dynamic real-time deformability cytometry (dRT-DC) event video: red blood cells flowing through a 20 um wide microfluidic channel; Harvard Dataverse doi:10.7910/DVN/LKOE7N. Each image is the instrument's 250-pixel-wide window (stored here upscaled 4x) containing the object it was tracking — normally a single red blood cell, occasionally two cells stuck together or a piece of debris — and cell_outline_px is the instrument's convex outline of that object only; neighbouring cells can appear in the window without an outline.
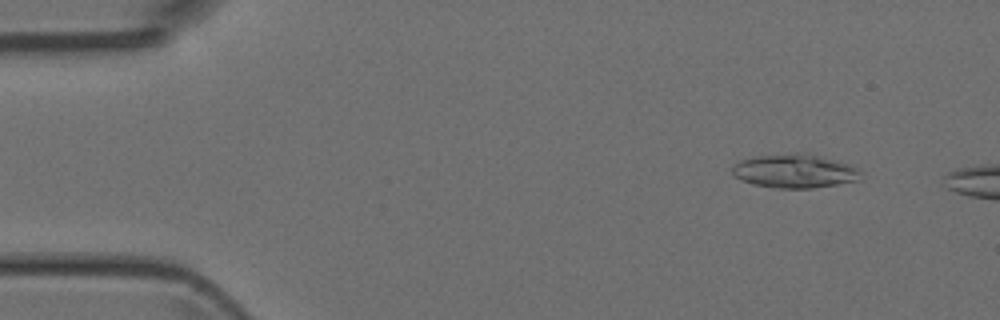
{"species": "Egyptian fruit bat (a non-hibernating species)", "species_latin": "Rousettus aegyptiacus", "temperature_condition": "room temperature", "stored_images_in_passage": 7, "camera_frame_rate_fps": 3000, "um_per_image_px": 0.085, "animal": {"sex": "female"}, "frame": {"image": 1, "passage_image": 1, "time_ms": 0.0, "image_size_px": [1000, 320], "cell_outline_px": [[864, 172], [860, 180], [812, 188], [776, 188], [752, 184], [740, 180], [732, 176], [732, 164], [740, 160], [752, 156], [796, 152], [808, 152], [836, 160], [848, 164]], "centroid_in_image_um": [67.51, 14.52], "position_along_channel_um": 17.5, "area_um2": 25.89}}
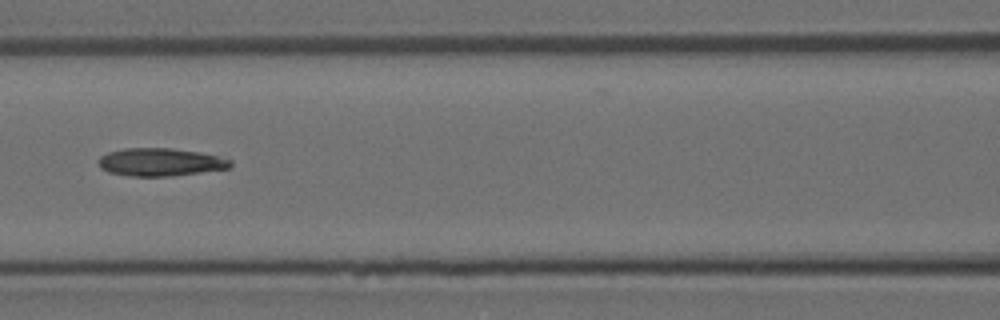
{"frame": {"image": 2, "passage_image": 6, "time_ms": 5.667, "image_size_px": [1000, 320], "cell_outline_px": [[232, 164], [228, 168], [172, 176], [132, 176], [108, 172], [100, 168], [96, 160], [100, 156], [108, 152], [124, 148], [172, 148], [200, 152], [232, 160]], "centroid_in_image_um": [13.58, 13.77], "position_along_channel_um": 153.0, "area_um2": 21.44}}
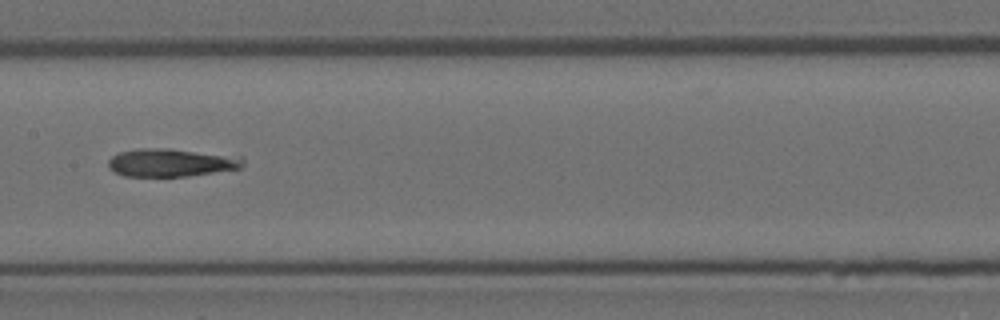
{"frame": {"image": 3, "passage_image": 7, "time_ms": 6.667, "image_size_px": [1000, 320], "cell_outline_px": [[244, 164], [240, 168], [188, 176], [124, 176], [108, 168], [108, 160], [112, 156], [120, 152], [136, 148], [168, 148], [244, 156]], "centroid_in_image_um": [14.57, 13.81], "position_along_channel_um": 192.8, "area_um2": 22.2}}